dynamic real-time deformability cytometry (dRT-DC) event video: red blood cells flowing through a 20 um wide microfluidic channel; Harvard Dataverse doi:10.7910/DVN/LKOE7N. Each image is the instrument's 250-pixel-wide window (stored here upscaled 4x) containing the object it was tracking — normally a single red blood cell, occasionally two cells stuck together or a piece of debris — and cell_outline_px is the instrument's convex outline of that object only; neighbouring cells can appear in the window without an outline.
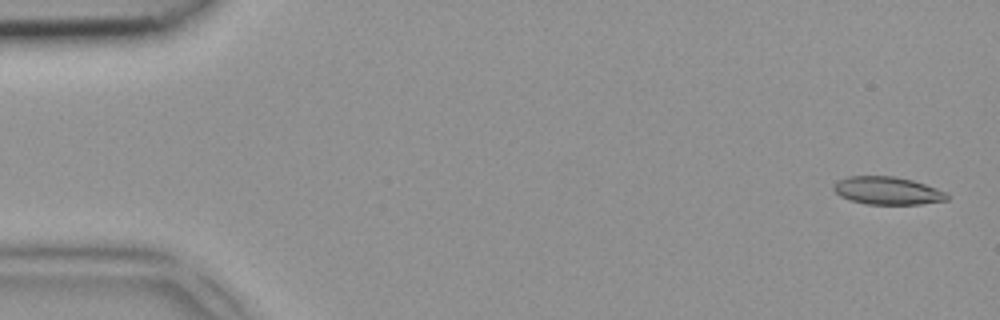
{"species": "common noctule bat (a hibernating species)", "species_latin": "Nyctalus noctula", "temperature_condition": "room temperature", "stored_images_in_passage": 46, "camera_frame_rate_fps": 3000, "um_per_image_px": 0.085, "animal": {"sex": "female", "body_mass_g": 18.4}, "frame": {"image": 1, "passage_image": 1, "time_ms": 0.0, "image_size_px": [1000, 320], "cell_outline_px": [[948, 200], [920, 204], [864, 204], [840, 196], [832, 188], [840, 180], [848, 176], [892, 176], [912, 180], [948, 192]], "centroid_in_image_um": [75.46, 16.21], "position_along_channel_um": 9.5, "area_um2": 18.21}}
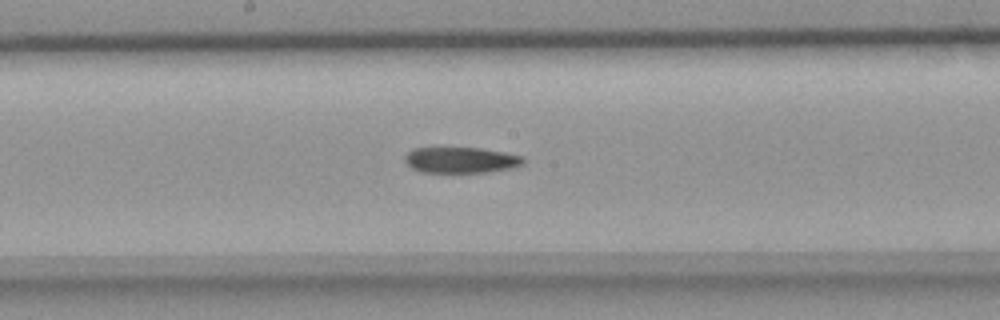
{"frame": {"image": 2, "passage_image": 24, "time_ms": 7.667, "image_size_px": [1000, 320], "cell_outline_px": [[524, 164], [512, 168], [484, 172], [420, 172], [412, 168], [404, 160], [404, 156], [412, 148], [480, 148], [504, 152], [520, 156], [524, 160]], "centroid_in_image_um": [39.15, 13.6], "position_along_channel_um": 209.1, "area_um2": 17.74}}
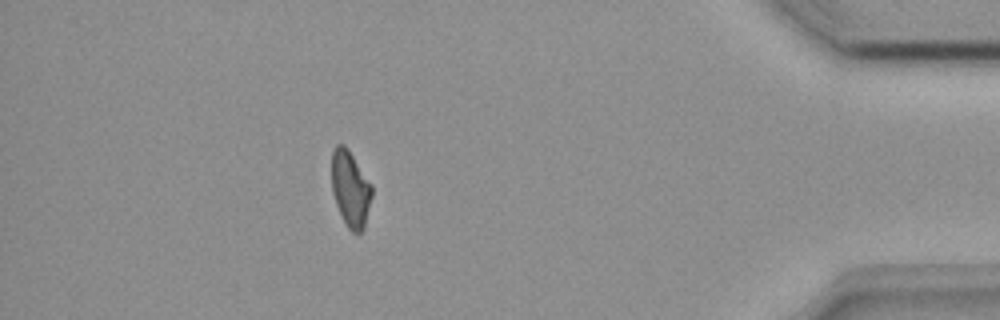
{"frame": {"image": 3, "passage_image": 41, "time_ms": 13.333, "image_size_px": [1000, 320], "cell_outline_px": [[372, 196], [364, 228], [360, 232], [352, 232], [348, 228], [336, 204], [332, 192], [332, 152], [336, 144], [344, 144], [348, 148], [372, 184]], "centroid_in_image_um": [29.79, 16.02], "position_along_channel_um": 405.4, "area_um2": 17.8}}